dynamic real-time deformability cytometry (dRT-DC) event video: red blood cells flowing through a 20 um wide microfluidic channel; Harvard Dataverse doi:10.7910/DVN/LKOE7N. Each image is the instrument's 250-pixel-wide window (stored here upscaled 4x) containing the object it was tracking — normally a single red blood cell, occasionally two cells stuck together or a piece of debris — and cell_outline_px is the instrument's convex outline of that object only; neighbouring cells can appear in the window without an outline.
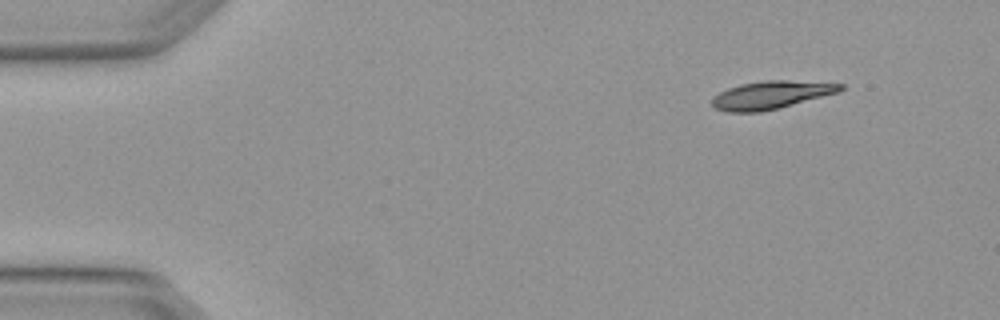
{"species": "Egyptian fruit bat (a non-hibernating species)", "species_latin": "Rousettus aegyptiacus", "temperature_condition": "warm", "stored_images_in_passage": 5, "camera_frame_rate_fps": 3000, "um_per_image_px": 0.085, "animal": {"sex": "female"}, "frame": {"image": 1, "passage_image": 1, "time_ms": 0.0, "image_size_px": [1000, 320], "cell_outline_px": [[844, 88], [840, 92], [760, 112], [728, 112], [716, 108], [712, 104], [712, 100], [720, 92], [728, 88], [740, 84], [764, 80], [788, 80], [844, 84]], "centroid_in_image_um": [65.55, 8.06], "position_along_channel_um": 19.4, "area_um2": 20.58}}
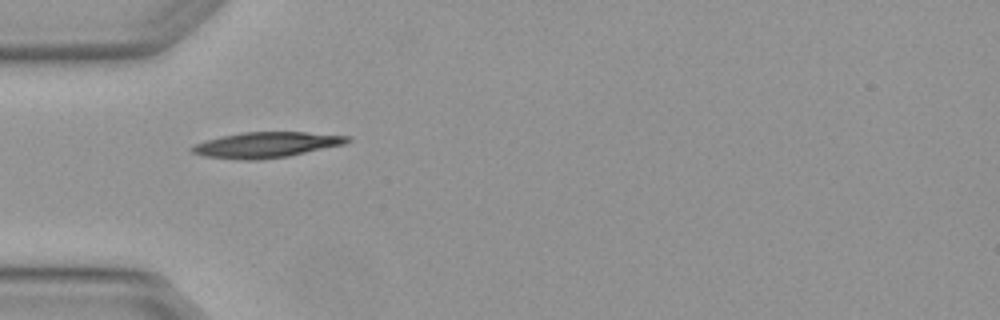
{"frame": {"image": 2, "passage_image": 4, "time_ms": 1.0, "image_size_px": [1000, 320], "cell_outline_px": [[352, 140], [344, 144], [288, 156], [260, 160], [244, 160], [204, 156], [192, 152], [188, 148], [204, 140], [220, 136], [244, 132], [308, 132], [352, 136]], "centroid_in_image_um": [22.64, 12.3], "position_along_channel_um": 62.4, "area_um2": 23.24}}
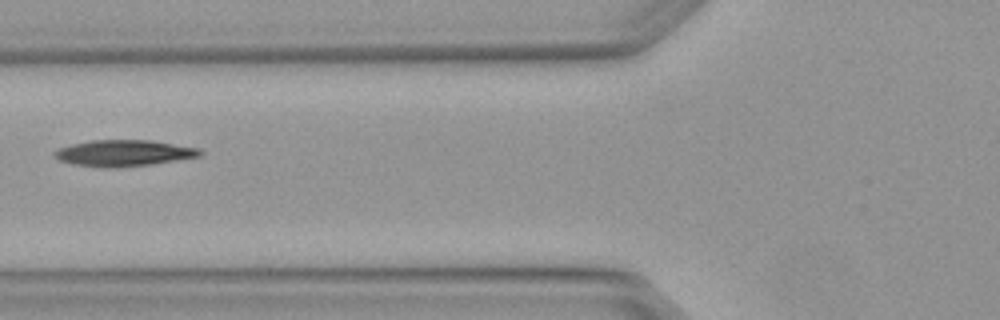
{"frame": {"image": 3, "passage_image": 5, "time_ms": 1.333, "image_size_px": [1000, 320], "cell_outline_px": [[204, 152], [200, 156], [152, 164], [112, 168], [72, 164], [60, 160], [52, 156], [52, 152], [60, 148], [72, 144], [92, 140], [152, 140], [200, 148]], "centroid_in_image_um": [10.53, 13.0], "position_along_channel_um": 115.3, "area_um2": 22.25}}